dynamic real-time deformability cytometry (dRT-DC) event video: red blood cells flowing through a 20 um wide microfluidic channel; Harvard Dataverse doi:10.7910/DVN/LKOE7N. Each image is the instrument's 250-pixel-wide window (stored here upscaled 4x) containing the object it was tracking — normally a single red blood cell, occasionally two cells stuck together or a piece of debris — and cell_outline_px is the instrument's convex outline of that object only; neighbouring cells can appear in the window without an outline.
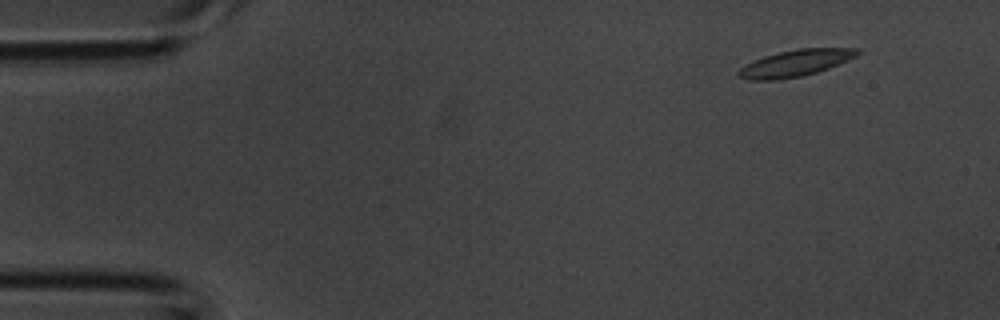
{"species": "common noctule bat (a hibernating species)", "species_latin": "Nyctalus noctula", "temperature_condition": "room temperature", "stored_images_in_passage": 3, "camera_frame_rate_fps": 3000, "um_per_image_px": 0.085, "animal": {"sex": "male", "body_mass_g": 20.1, "forearm_length_mm": 53.5}, "frame": {"image": 1, "passage_image": 1, "time_ms": 0.0, "image_size_px": [1000, 320], "cell_outline_px": [[860, 52], [856, 56], [828, 68], [804, 76], [776, 80], [748, 80], [740, 76], [736, 72], [740, 68], [764, 56], [780, 52], [800, 48], [860, 48]], "centroid_in_image_um": [67.62, 5.37], "position_along_channel_um": 17.4, "area_um2": 18.15}}
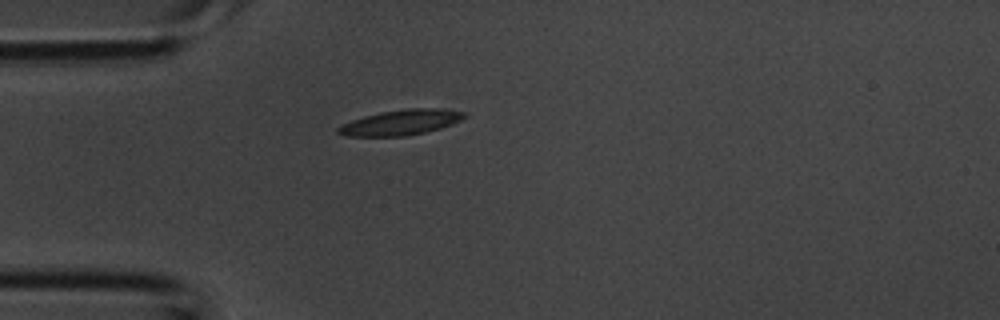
{"frame": {"image": 2, "passage_image": 3, "time_ms": 0.667, "image_size_px": [1000, 320], "cell_outline_px": [[468, 116], [452, 124], [440, 128], [424, 132], [404, 136], [344, 136], [336, 132], [336, 128], [352, 120], [364, 116], [380, 112], [408, 108], [436, 108], [464, 112]], "centroid_in_image_um": [34.06, 10.4], "position_along_channel_um": 50.9, "area_um2": 18.5}}